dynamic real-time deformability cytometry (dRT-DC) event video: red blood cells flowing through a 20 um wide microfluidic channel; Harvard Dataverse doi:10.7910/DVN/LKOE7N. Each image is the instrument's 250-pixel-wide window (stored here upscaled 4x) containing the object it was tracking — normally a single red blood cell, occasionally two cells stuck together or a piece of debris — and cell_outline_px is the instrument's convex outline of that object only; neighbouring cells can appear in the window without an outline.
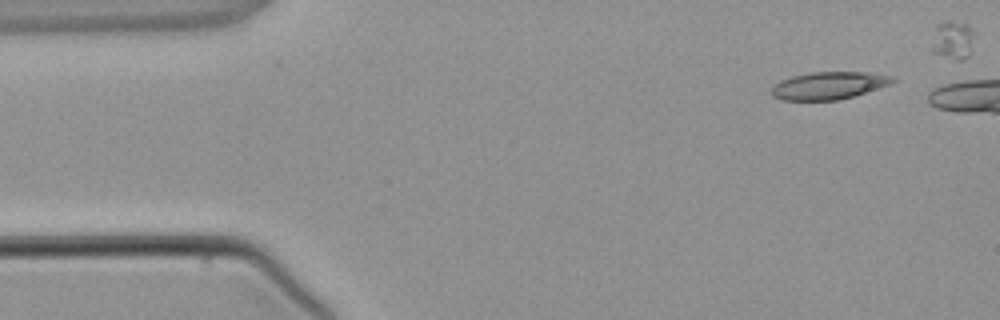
{"species": "common noctule bat (a hibernating species)", "species_latin": "Nyctalus noctula", "temperature_condition": "warm", "stored_images_in_passage": 4, "camera_frame_rate_fps": 3000, "um_per_image_px": 0.085, "animal": {"sex": "male", "body_mass_g": 21.5, "forearm_length_mm": 52.0}, "frame": {"image": 1, "passage_image": 1, "time_ms": 0.0, "image_size_px": [1000, 320], "cell_outline_px": [[896, 80], [888, 84], [852, 96], [836, 100], [780, 100], [772, 96], [772, 88], [780, 80], [792, 76], [812, 72], [868, 72], [896, 76]], "centroid_in_image_um": [70.43, 7.26], "position_along_channel_um": 14.6, "area_um2": 19.19}}